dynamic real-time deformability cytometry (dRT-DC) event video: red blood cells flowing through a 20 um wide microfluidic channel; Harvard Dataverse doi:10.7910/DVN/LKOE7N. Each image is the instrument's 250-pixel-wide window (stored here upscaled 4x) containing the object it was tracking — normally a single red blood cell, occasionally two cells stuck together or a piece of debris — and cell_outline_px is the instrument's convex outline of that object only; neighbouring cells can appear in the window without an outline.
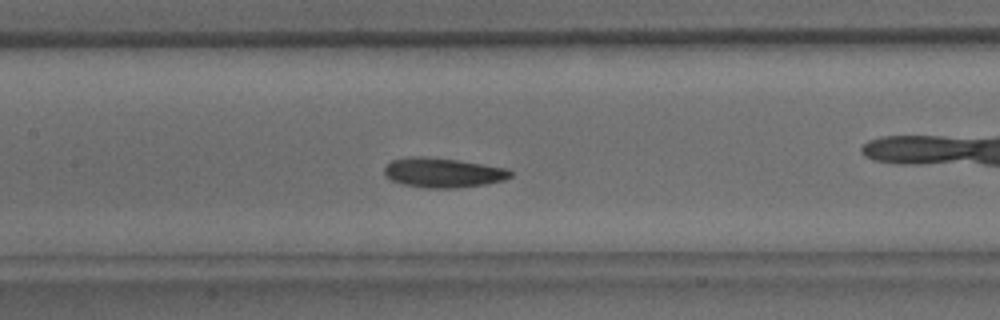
{"species": "common noctule bat (a hibernating species)", "species_latin": "Nyctalus noctula", "temperature_condition": "warm", "stored_images_in_passage": 40, "camera_frame_rate_fps": 3000, "um_per_image_px": 0.085, "animal": {"sex": "male", "body_mass_g": 15.6}, "frame": {"image": 1, "passage_image": 18, "time_ms": 5.667, "image_size_px": [1000, 320], "cell_outline_px": [[512, 176], [504, 180], [488, 184], [456, 188], [424, 188], [404, 184], [392, 180], [384, 176], [384, 168], [392, 160], [408, 156], [424, 156], [456, 160], [508, 168], [512, 172]], "centroid_in_image_um": [37.65, 14.68], "position_along_channel_um": 169.7, "area_um2": 21.91}}